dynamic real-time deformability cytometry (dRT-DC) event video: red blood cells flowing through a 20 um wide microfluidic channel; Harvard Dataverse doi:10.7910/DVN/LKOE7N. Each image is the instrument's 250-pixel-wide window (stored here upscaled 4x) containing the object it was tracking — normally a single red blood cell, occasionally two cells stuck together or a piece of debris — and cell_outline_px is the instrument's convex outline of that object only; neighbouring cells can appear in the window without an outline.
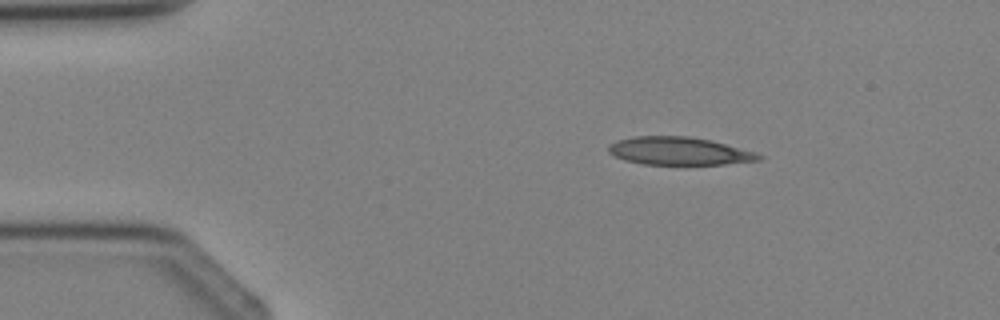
{"species": "Egyptian fruit bat (a non-hibernating species)", "species_latin": "Rousettus aegyptiacus", "temperature_condition": "cold", "stored_images_in_passage": 2, "camera_frame_rate_fps": 3000, "um_per_image_px": 0.085, "animal": {"sex": "female"}, "frame": {"image": 1, "passage_image": 1, "time_ms": 0.0, "image_size_px": [1000, 320], "cell_outline_px": [[764, 156], [760, 160], [724, 164], [644, 164], [624, 160], [608, 152], [608, 144], [616, 140], [636, 136], [688, 136], [712, 140], [756, 152]], "centroid_in_image_um": [57.72, 12.83], "position_along_channel_um": 27.3, "area_um2": 24.45}}